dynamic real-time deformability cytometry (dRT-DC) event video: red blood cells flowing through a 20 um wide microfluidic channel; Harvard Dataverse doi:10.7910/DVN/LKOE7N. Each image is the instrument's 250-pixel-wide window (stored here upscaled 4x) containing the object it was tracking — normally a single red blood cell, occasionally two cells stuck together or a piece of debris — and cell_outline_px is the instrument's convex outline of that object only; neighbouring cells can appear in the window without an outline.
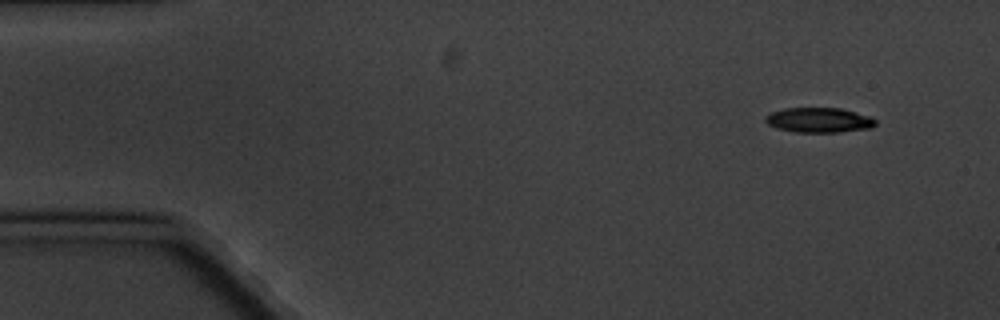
{"species": "common noctule bat (a hibernating species)", "species_latin": "Nyctalus noctula", "temperature_condition": "cold", "stored_images_in_passage": 6, "camera_frame_rate_fps": 3000, "um_per_image_px": 0.085, "animal": {"sex": "male", "body_mass_g": 20.1, "forearm_length_mm": 53.5}, "frame": {"image": 1, "passage_image": 1, "time_ms": 0.0, "image_size_px": [1000, 320], "cell_outline_px": [[876, 124], [872, 128], [840, 132], [792, 132], [776, 128], [768, 124], [764, 120], [764, 116], [772, 112], [784, 108], [840, 108], [872, 116], [876, 120]], "centroid_in_image_um": [69.62, 10.21], "position_along_channel_um": 15.4, "area_um2": 16.18}}
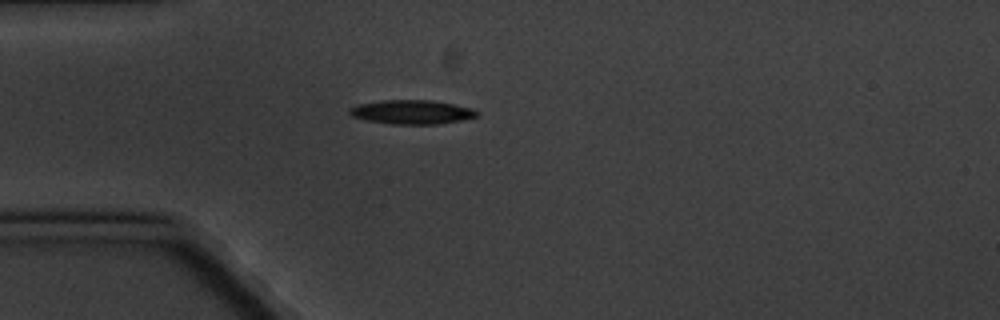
{"frame": {"image": 2, "passage_image": 4, "time_ms": 3.667, "image_size_px": [1000, 320], "cell_outline_px": [[480, 116], [460, 120], [436, 124], [392, 124], [364, 120], [352, 116], [348, 112], [348, 108], [356, 104], [384, 100], [428, 100], [452, 104], [472, 108], [480, 112]], "centroid_in_image_um": [34.97, 9.52], "position_along_channel_um": 50.0, "area_um2": 17.92}}